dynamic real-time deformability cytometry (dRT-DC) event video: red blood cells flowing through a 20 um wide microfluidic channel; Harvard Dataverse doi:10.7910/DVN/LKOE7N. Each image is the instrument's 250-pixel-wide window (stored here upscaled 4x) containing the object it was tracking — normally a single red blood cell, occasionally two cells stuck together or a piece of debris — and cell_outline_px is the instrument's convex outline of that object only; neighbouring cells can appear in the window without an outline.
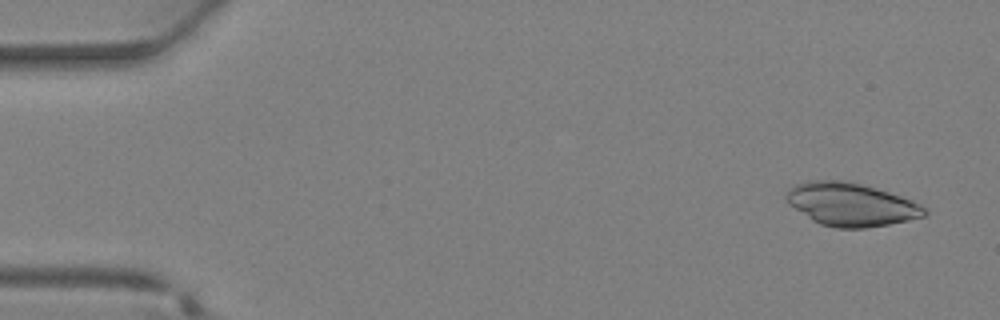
{"species": "Egyptian fruit bat (a non-hibernating species)", "species_latin": "Rousettus aegyptiacus", "temperature_condition": "warm", "stored_images_in_passage": 37, "camera_frame_rate_fps": 3000, "um_per_image_px": 0.085, "animal": {"sex": "female"}, "frame": {"image": 1, "passage_image": 2, "time_ms": 0.333, "image_size_px": [1000, 320], "cell_outline_px": [[928, 212], [924, 216], [908, 220], [888, 224], [864, 228], [836, 228], [820, 224], [812, 220], [788, 204], [784, 196], [784, 192], [788, 188], [796, 184], [808, 180], [844, 180], [876, 188], [912, 200], [920, 204]], "centroid_in_image_um": [72.28, 17.37], "position_along_channel_um": 12.7, "area_um2": 34.74}}
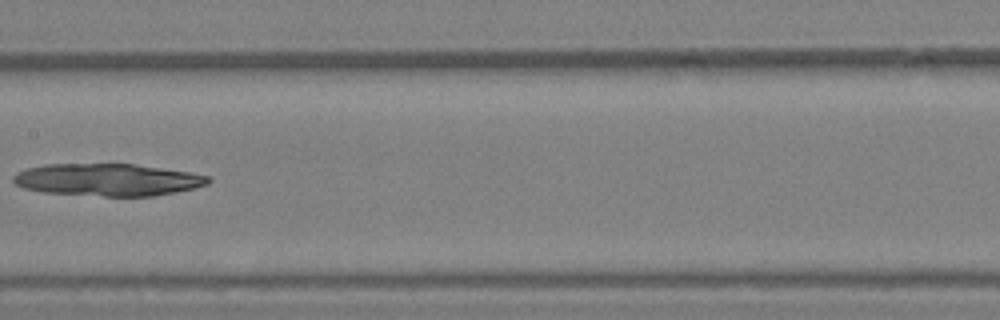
{"frame": {"image": 2, "passage_image": 19, "time_ms": 6.0, "image_size_px": [1000, 320], "cell_outline_px": [[212, 180], [208, 184], [176, 192], [152, 196], [104, 196], [44, 192], [24, 188], [16, 184], [12, 180], [12, 176], [16, 172], [28, 168], [44, 164], [136, 164], [188, 172], [208, 176]], "centroid_in_image_um": [9.13, 15.27], "position_along_channel_um": 198.3, "area_um2": 36.53}}
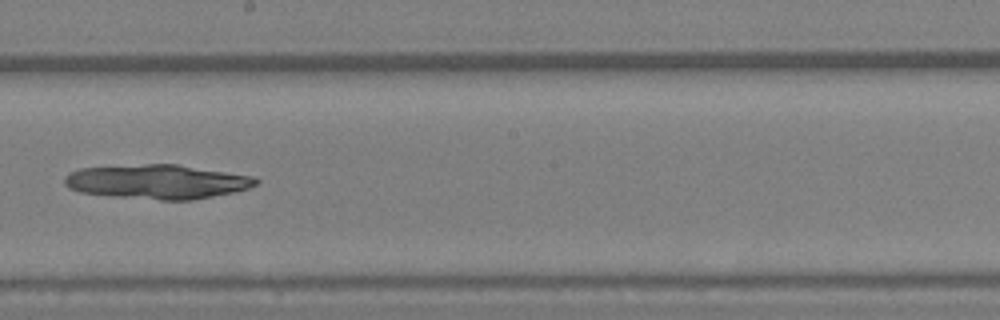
{"frame": {"image": 3, "passage_image": 21, "time_ms": 6.667, "image_size_px": [1000, 320], "cell_outline_px": [[260, 180], [256, 184], [248, 188], [236, 192], [192, 200], [160, 200], [116, 196], [80, 192], [68, 188], [64, 184], [64, 176], [68, 172], [80, 168], [148, 164], [176, 164], [252, 176]], "centroid_in_image_um": [13.35, 15.45], "position_along_channel_um": 234.8, "area_um2": 38.15}}